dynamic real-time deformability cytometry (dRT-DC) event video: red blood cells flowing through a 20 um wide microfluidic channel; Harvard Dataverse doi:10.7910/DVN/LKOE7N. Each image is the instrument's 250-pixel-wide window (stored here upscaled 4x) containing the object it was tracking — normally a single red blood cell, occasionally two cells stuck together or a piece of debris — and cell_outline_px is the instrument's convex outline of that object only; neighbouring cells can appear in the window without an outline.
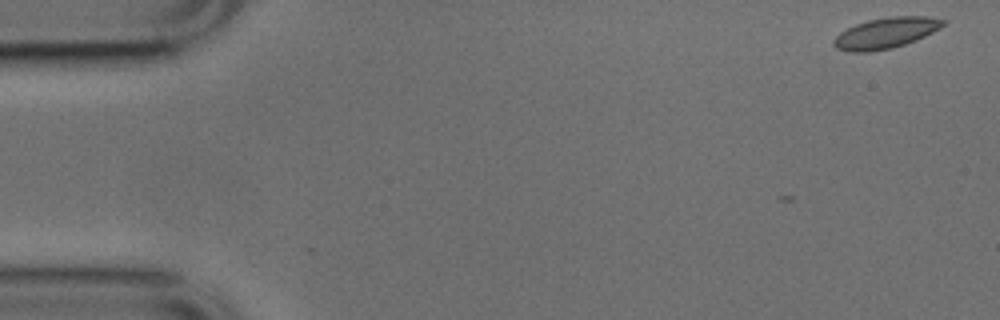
{"species": "common noctule bat (a hibernating species)", "species_latin": "Nyctalus noctula", "temperature_condition": "cold", "stored_images_in_passage": 3, "camera_frame_rate_fps": 3000, "um_per_image_px": 0.085, "animal": {"sex": "male", "body_mass_g": 17.9, "forearm_length_mm": 54.2}, "frame": {"image": 1, "passage_image": 1, "time_ms": 0.0, "image_size_px": [1000, 320], "cell_outline_px": [[948, 20], [940, 28], [916, 40], [892, 48], [868, 52], [848, 52], [836, 48], [832, 44], [832, 40], [840, 32], [856, 24], [868, 20], [888, 16], [928, 16]], "centroid_in_image_um": [75.28, 2.8], "position_along_channel_um": 9.7, "area_um2": 19.71}}